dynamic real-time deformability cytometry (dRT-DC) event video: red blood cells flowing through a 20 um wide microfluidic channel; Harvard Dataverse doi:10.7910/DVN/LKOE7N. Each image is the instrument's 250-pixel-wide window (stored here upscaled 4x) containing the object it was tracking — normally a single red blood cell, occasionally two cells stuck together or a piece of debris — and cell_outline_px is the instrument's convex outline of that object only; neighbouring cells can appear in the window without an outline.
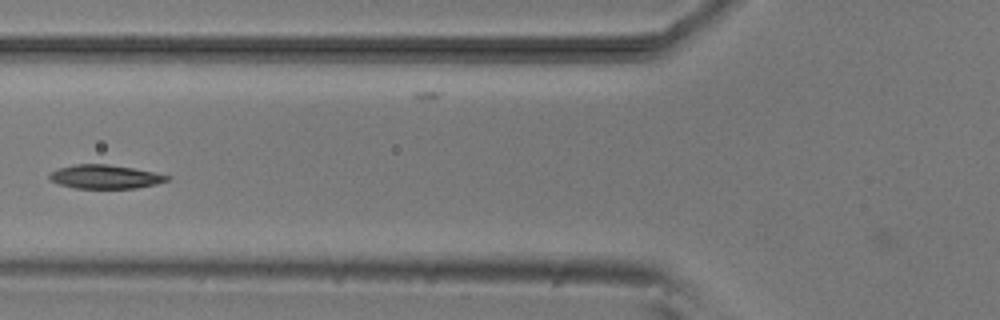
{"species": "common noctule bat (a hibernating species)", "species_latin": "Nyctalus noctula", "temperature_condition": "room temperature", "stored_images_in_passage": 36, "camera_frame_rate_fps": 3000, "um_per_image_px": 0.085, "animal": {"sex": "male", "body_mass_g": 20.5, "forearm_length_mm": 52.5}, "frame": {"image": 1, "passage_image": 2, "time_ms": 0.333, "image_size_px": [1000, 320], "cell_outline_px": [[172, 176], [168, 180], [156, 184], [136, 188], [76, 188], [60, 184], [52, 180], [48, 176], [52, 172], [60, 168], [76, 164], [108, 164], [132, 168]], "centroid_in_image_um": [8.96, 15.02], "position_along_channel_um": 116.8, "area_um2": 16.01}}
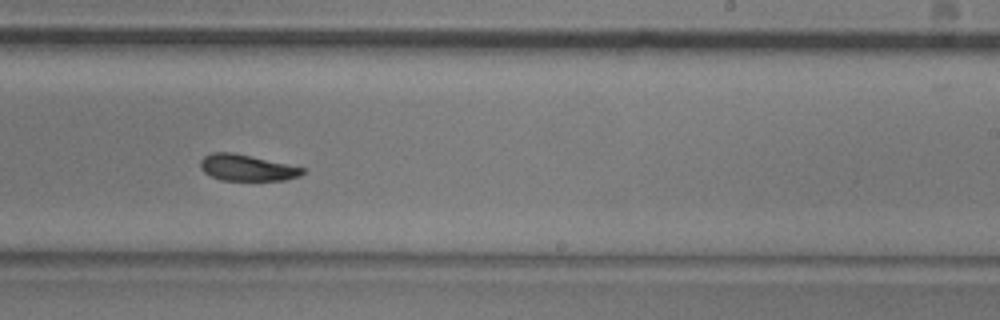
{"frame": {"image": 2, "passage_image": 14, "time_ms": 4.333, "image_size_px": [1000, 320], "cell_outline_px": [[304, 172], [300, 176], [284, 180], [220, 180], [204, 172], [200, 168], [200, 160], [204, 156], [212, 152], [232, 152], [252, 156], [304, 168]], "centroid_in_image_um": [20.95, 14.25], "position_along_channel_um": 268.0, "area_um2": 15.55}}
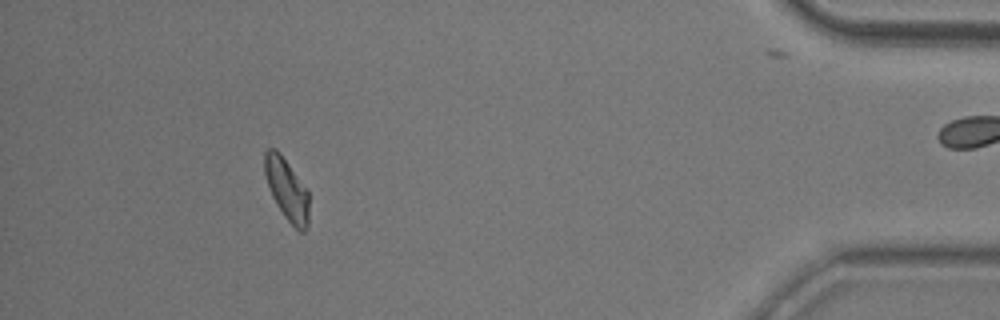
{"frame": {"image": 3, "passage_image": 30, "time_ms": 9.667, "image_size_px": [1000, 320], "cell_outline_px": [[308, 224], [304, 232], [300, 232], [284, 216], [276, 204], [268, 188], [264, 172], [264, 152], [268, 148], [276, 148], [280, 152], [308, 192]], "centroid_in_image_um": [24.34, 16.08], "position_along_channel_um": 410.9, "area_um2": 15.84}}